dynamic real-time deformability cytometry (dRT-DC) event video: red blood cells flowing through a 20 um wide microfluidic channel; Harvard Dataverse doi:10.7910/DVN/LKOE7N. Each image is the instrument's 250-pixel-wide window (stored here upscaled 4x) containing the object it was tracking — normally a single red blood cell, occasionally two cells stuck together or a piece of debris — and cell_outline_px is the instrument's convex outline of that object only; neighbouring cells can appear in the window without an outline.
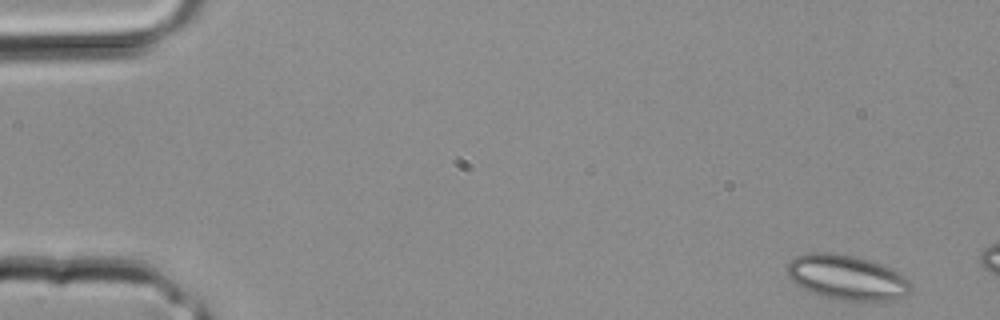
{"species": "common noctule bat (a hibernating species)", "species_latin": "Nyctalus noctula", "temperature_condition": "room temperature", "stored_images_in_passage": 3, "camera_frame_rate_fps": 3000, "um_per_image_px": 0.085, "animal": {"sex": "male", "body_mass_g": 20.4}, "frame": {"image": 1, "passage_image": 1, "time_ms": 0.0, "image_size_px": [1000, 320], "cell_outline_px": [[912, 292], [904, 296], [888, 300], [844, 300], [820, 296], [796, 284], [788, 276], [788, 264], [796, 256], [808, 252], [836, 252], [856, 256], [872, 260], [900, 272], [912, 280]], "centroid_in_image_um": [72.05, 23.56], "position_along_channel_um": 13.0, "area_um2": 32.66}}